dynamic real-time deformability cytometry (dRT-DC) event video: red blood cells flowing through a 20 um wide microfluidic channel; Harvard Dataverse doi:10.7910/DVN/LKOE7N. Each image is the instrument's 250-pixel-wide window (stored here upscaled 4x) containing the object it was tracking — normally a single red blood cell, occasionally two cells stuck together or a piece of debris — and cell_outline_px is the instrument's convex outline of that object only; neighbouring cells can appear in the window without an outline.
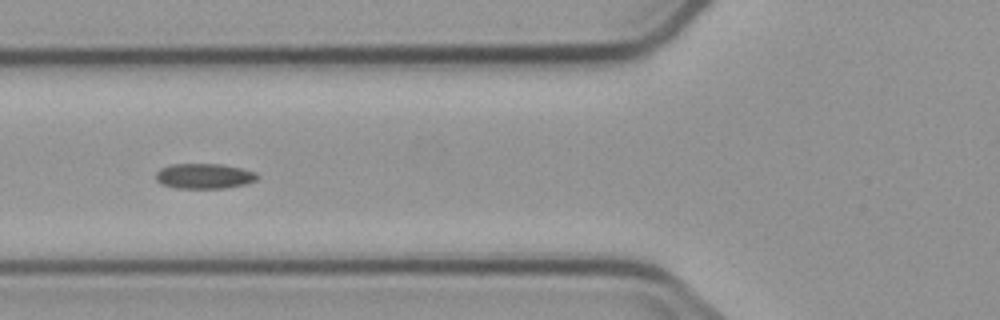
{"species": "common noctule bat (a hibernating species)", "species_latin": "Nyctalus noctula", "temperature_condition": "cold", "stored_images_in_passage": 8, "segment_of_instrument_passage": [2, 2], "camera_frame_rate_fps": 3000, "um_per_image_px": 0.085, "animal": {"sex": "male", "body_mass_g": 23.1, "forearm_length_mm": 52.7}, "frame": {"image": 1, "passage_image": 7, "time_ms": 6.667, "image_size_px": [1000, 320], "cell_outline_px": [[256, 180], [248, 184], [224, 188], [176, 188], [160, 184], [156, 180], [156, 172], [160, 168], [172, 164], [220, 164], [240, 168], [256, 172]], "centroid_in_image_um": [17.33, 14.97], "position_along_channel_um": 108.5, "area_um2": 14.91}}
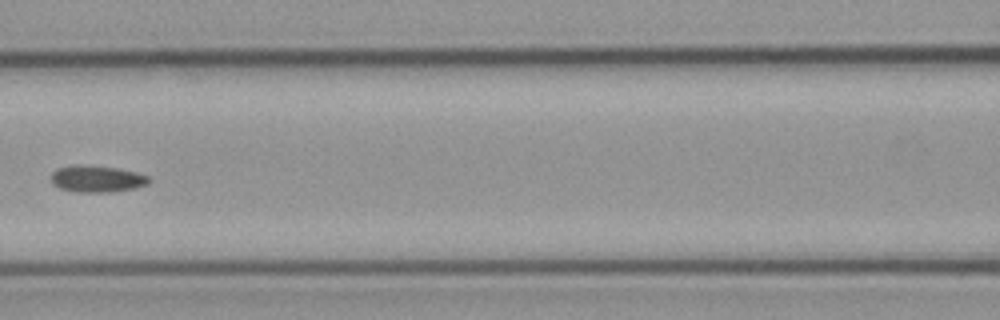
{"frame": {"image": 2, "passage_image": 8, "time_ms": 8.0, "image_size_px": [1000, 320], "cell_outline_px": [[152, 180], [148, 184], [132, 188], [112, 192], [76, 192], [60, 188], [52, 184], [52, 172], [56, 168], [76, 164], [80, 164], [116, 168], [136, 172], [148, 176]], "centroid_in_image_um": [8.22, 15.19], "position_along_channel_um": 158.4, "area_um2": 15.26}}